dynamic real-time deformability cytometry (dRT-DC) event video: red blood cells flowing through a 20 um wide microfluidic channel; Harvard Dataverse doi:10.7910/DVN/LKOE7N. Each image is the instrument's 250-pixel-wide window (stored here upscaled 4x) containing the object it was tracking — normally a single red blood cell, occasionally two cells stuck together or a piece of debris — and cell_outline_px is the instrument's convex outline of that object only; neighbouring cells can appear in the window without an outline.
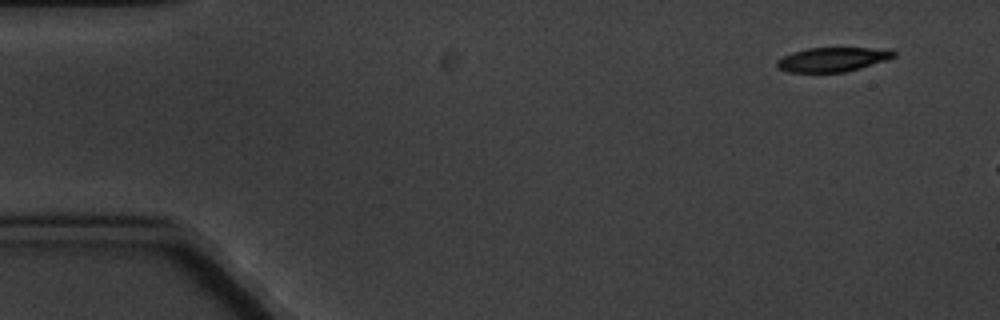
{"species": "common noctule bat (a hibernating species)", "species_latin": "Nyctalus noctula", "temperature_condition": "cold", "stored_images_in_passage": 5, "segment_of_instrument_passage": [2, 2], "camera_frame_rate_fps": 3000, "um_per_image_px": 0.085, "animal": {"sex": "male", "body_mass_g": 20.1, "forearm_length_mm": 53.5}, "frame": {"image": 1, "passage_image": 5, "time_ms": 4.667, "image_size_px": [1000, 320], "cell_outline_px": [[896, 56], [888, 60], [860, 68], [844, 72], [788, 72], [776, 68], [776, 60], [792, 52], [808, 48], [892, 48], [896, 52]], "centroid_in_image_um": [70.8, 5.05], "position_along_channel_um": 14.2, "area_um2": 16.76}}